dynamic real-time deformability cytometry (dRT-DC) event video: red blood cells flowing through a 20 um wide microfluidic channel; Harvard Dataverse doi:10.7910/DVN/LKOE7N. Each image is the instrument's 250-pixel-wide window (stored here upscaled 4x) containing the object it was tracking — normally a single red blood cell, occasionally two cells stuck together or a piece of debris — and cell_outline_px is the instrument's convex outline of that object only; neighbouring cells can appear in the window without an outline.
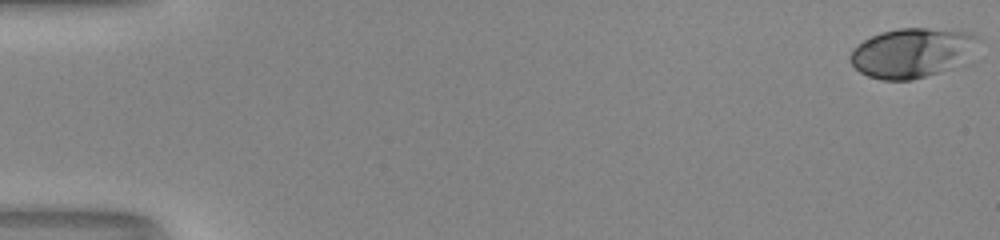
{"species": "human", "species_latin": "Homo sapiens", "temperature_condition": "room temperature", "stored_images_in_passage": 52, "camera_frame_rate_fps": 3000, "um_per_image_px": 0.085, "donor": {"sex": "male"}, "frame": {"image": 1, "passage_image": 1, "time_ms": 0.0, "image_size_px": [1000, 240], "cell_outline_px": [[984, 40], [972, 64], [912, 80], [880, 80], [868, 76], [860, 72], [848, 60], [848, 56], [852, 48], [856, 44], [880, 32], [900, 28], [924, 28], [972, 32], [980, 36]], "centroid_in_image_um": [77.71, 4.5], "position_along_channel_um": 7.3, "area_um2": 38.9}}
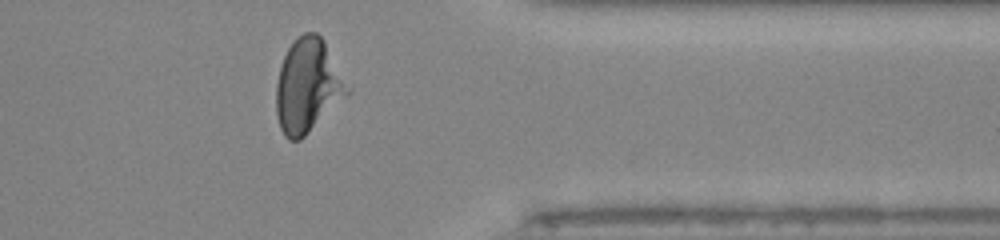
{"frame": {"image": 2, "passage_image": 43, "time_ms": 14.0, "image_size_px": [1000, 240], "cell_outline_px": [[352, 92], [300, 140], [288, 140], [284, 136], [280, 128], [276, 116], [276, 84], [280, 68], [284, 56], [288, 48], [304, 32], [316, 32], [324, 40], [352, 88]], "centroid_in_image_um": [26.19, 7.32], "position_along_channel_um": 385.2, "area_um2": 39.13}}
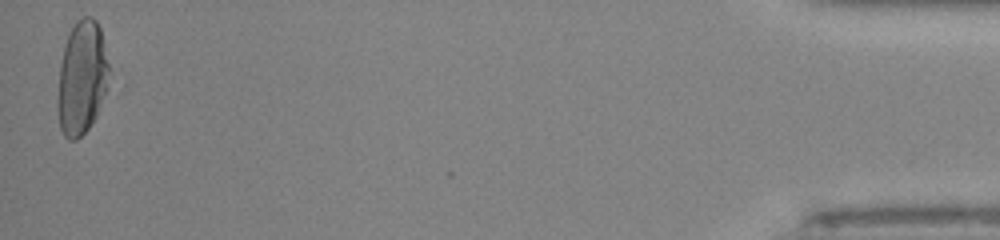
{"frame": {"image": 3, "passage_image": 52, "time_ms": 17.0, "image_size_px": [1000, 240], "cell_outline_px": [[112, 88], [96, 116], [88, 128], [76, 140], [68, 140], [64, 136], [60, 128], [56, 108], [56, 100], [60, 64], [64, 48], [68, 36], [76, 20], [84, 16], [92, 16], [96, 20], [100, 28], [108, 64]], "centroid_in_image_um": [6.98, 6.67], "position_along_channel_um": 428.2, "area_um2": 34.91}, "authors_computed_cell_mechanics": {"area_um2": 35.5759, "velocity_mm_per_s": 4.1129, "shape_relaxation_time_tau1_ms": 3.9068, "shape_relaxation_time_tau2_ms": null, "deformation_change_tau1": 0.2014, "deformation_change_tau2": null}}